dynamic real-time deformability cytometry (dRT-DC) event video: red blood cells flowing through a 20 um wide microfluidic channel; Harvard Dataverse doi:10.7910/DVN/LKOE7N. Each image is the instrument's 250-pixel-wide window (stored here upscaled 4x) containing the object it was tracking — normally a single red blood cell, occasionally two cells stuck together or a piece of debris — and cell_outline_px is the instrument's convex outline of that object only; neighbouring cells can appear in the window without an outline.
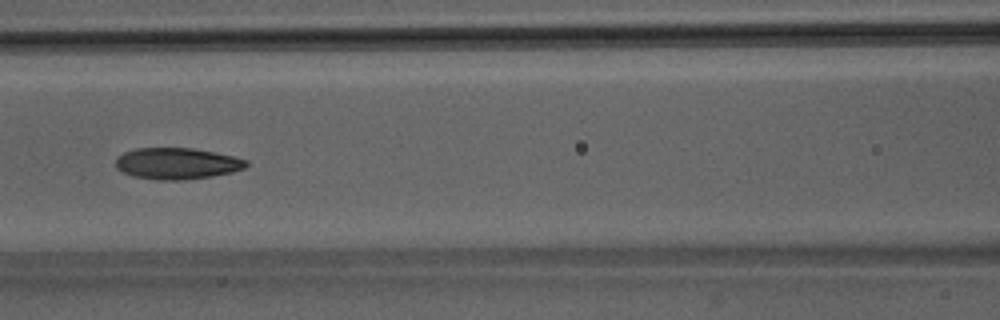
{"species": "Egyptian fruit bat (a non-hibernating species)", "species_latin": "Rousettus aegyptiacus", "temperature_condition": "room temperature", "stored_images_in_passage": 52, "camera_frame_rate_fps": 3000, "um_per_image_px": 0.085, "animal": {"sex": "male"}, "frame": {"image": 1, "passage_image": 23, "time_ms": 7.333, "image_size_px": [1000, 320], "cell_outline_px": [[248, 164], [244, 168], [232, 172], [212, 176], [184, 180], [156, 180], [132, 176], [116, 168], [116, 156], [124, 152], [136, 148], [192, 148], [232, 156], [248, 160]], "centroid_in_image_um": [15.01, 13.9], "position_along_channel_um": 151.6, "area_um2": 23.87}}
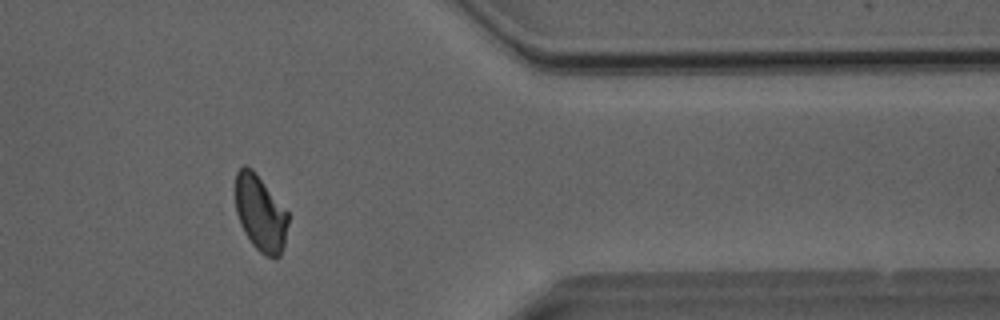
{"frame": {"image": 2, "passage_image": 42, "time_ms": 13.667, "image_size_px": [1000, 320], "cell_outline_px": [[288, 224], [284, 244], [280, 256], [276, 260], [260, 252], [252, 244], [244, 232], [240, 224], [236, 212], [236, 172], [244, 164], [252, 168], [288, 212]], "centroid_in_image_um": [22.13, 18.14], "position_along_channel_um": 389.3, "area_um2": 23.29}}
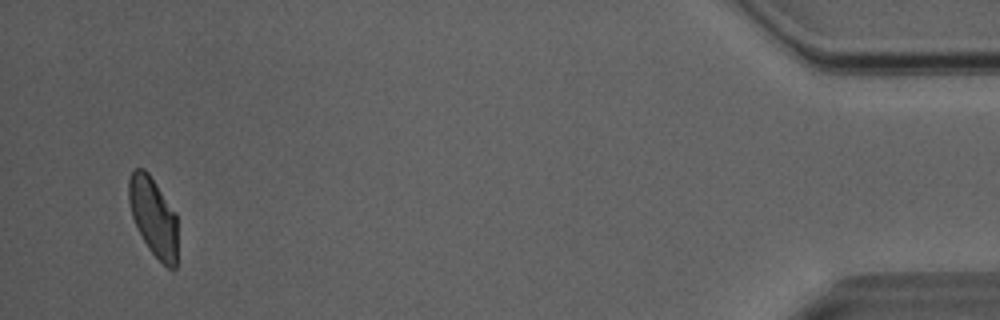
{"frame": {"image": 3, "passage_image": 49, "time_ms": 16.0, "image_size_px": [1000, 320], "cell_outline_px": [[176, 268], [168, 268], [148, 248], [132, 216], [128, 200], [128, 180], [132, 172], [136, 168], [144, 168], [148, 172], [176, 212]], "centroid_in_image_um": [13.03, 18.38], "position_along_channel_um": 422.2, "area_um2": 22.14}, "authors_computed_cell_mechanics": {"area_um2": 23.9581, "velocity_mm_per_s": 4.0506, "shape_relaxation_time_tau1_ms": 4.3559, "shape_relaxation_time_tau2_ms": 2.1984, "deformation_change_tau1": 0.151, "deformation_change_tau2": 0.0763}}